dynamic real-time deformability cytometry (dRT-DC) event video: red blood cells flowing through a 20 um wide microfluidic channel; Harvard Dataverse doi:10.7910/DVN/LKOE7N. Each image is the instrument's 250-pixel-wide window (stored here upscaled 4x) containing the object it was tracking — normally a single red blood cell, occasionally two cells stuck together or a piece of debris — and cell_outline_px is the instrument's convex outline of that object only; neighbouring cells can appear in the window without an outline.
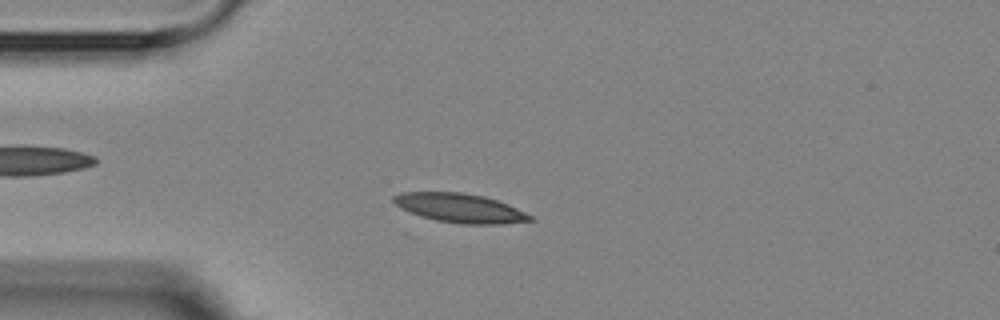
{"species": "Egyptian fruit bat (a non-hibernating species)", "species_latin": "Rousettus aegyptiacus", "temperature_condition": "room temperature", "stored_images_in_passage": 2, "camera_frame_rate_fps": 3000, "um_per_image_px": 0.085, "animal": {"sex": "female"}, "frame": {"image": 1, "passage_image": 1, "time_ms": 0.0, "image_size_px": [1000, 320], "cell_outline_px": [[532, 220], [500, 224], [460, 224], [436, 220], [420, 216], [396, 204], [392, 200], [392, 196], [400, 192], [460, 192], [484, 196], [508, 204], [532, 216]], "centroid_in_image_um": [39.08, 17.68], "position_along_channel_um": 45.9, "area_um2": 22.83}}